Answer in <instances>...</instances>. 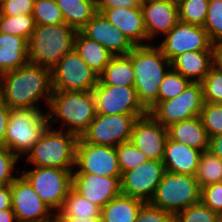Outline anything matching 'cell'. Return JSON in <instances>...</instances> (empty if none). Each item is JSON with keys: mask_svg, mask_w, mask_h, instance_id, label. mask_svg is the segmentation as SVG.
I'll return each mask as SVG.
<instances>
[{"mask_svg": "<svg viewBox=\"0 0 222 222\" xmlns=\"http://www.w3.org/2000/svg\"><path fill=\"white\" fill-rule=\"evenodd\" d=\"M51 69L28 63L0 76V99L10 109H40L43 98L47 108L52 96Z\"/></svg>", "mask_w": 222, "mask_h": 222, "instance_id": "cell-1", "label": "cell"}, {"mask_svg": "<svg viewBox=\"0 0 222 222\" xmlns=\"http://www.w3.org/2000/svg\"><path fill=\"white\" fill-rule=\"evenodd\" d=\"M128 56L132 59L134 88L141 105L149 111L158 103V91L165 74L171 68L168 60L156 45L135 46Z\"/></svg>", "mask_w": 222, "mask_h": 222, "instance_id": "cell-2", "label": "cell"}, {"mask_svg": "<svg viewBox=\"0 0 222 222\" xmlns=\"http://www.w3.org/2000/svg\"><path fill=\"white\" fill-rule=\"evenodd\" d=\"M48 110L49 124L60 121L65 131L81 137L95 118V97L92 91L53 90Z\"/></svg>", "mask_w": 222, "mask_h": 222, "instance_id": "cell-3", "label": "cell"}, {"mask_svg": "<svg viewBox=\"0 0 222 222\" xmlns=\"http://www.w3.org/2000/svg\"><path fill=\"white\" fill-rule=\"evenodd\" d=\"M77 32L66 23L35 25L28 41L29 63L52 69L63 56L74 50Z\"/></svg>", "mask_w": 222, "mask_h": 222, "instance_id": "cell-4", "label": "cell"}, {"mask_svg": "<svg viewBox=\"0 0 222 222\" xmlns=\"http://www.w3.org/2000/svg\"><path fill=\"white\" fill-rule=\"evenodd\" d=\"M52 124L26 154L34 167L75 169L76 145L79 137L73 133L52 128ZM60 128V129H59Z\"/></svg>", "mask_w": 222, "mask_h": 222, "instance_id": "cell-5", "label": "cell"}, {"mask_svg": "<svg viewBox=\"0 0 222 222\" xmlns=\"http://www.w3.org/2000/svg\"><path fill=\"white\" fill-rule=\"evenodd\" d=\"M48 113L38 109H10L5 147L19 159L26 155L50 126Z\"/></svg>", "mask_w": 222, "mask_h": 222, "instance_id": "cell-6", "label": "cell"}, {"mask_svg": "<svg viewBox=\"0 0 222 222\" xmlns=\"http://www.w3.org/2000/svg\"><path fill=\"white\" fill-rule=\"evenodd\" d=\"M201 188L195 176L165 171L149 203L173 216L200 202Z\"/></svg>", "mask_w": 222, "mask_h": 222, "instance_id": "cell-7", "label": "cell"}, {"mask_svg": "<svg viewBox=\"0 0 222 222\" xmlns=\"http://www.w3.org/2000/svg\"><path fill=\"white\" fill-rule=\"evenodd\" d=\"M74 169L51 167H34L22 171V176L29 182L34 191L51 210H59L64 198L72 188Z\"/></svg>", "mask_w": 222, "mask_h": 222, "instance_id": "cell-8", "label": "cell"}, {"mask_svg": "<svg viewBox=\"0 0 222 222\" xmlns=\"http://www.w3.org/2000/svg\"><path fill=\"white\" fill-rule=\"evenodd\" d=\"M204 105L201 82H191L173 99L156 103L148 113L164 127L198 117Z\"/></svg>", "mask_w": 222, "mask_h": 222, "instance_id": "cell-9", "label": "cell"}, {"mask_svg": "<svg viewBox=\"0 0 222 222\" xmlns=\"http://www.w3.org/2000/svg\"><path fill=\"white\" fill-rule=\"evenodd\" d=\"M53 90L93 91L98 75L72 50L51 69Z\"/></svg>", "mask_w": 222, "mask_h": 222, "instance_id": "cell-10", "label": "cell"}, {"mask_svg": "<svg viewBox=\"0 0 222 222\" xmlns=\"http://www.w3.org/2000/svg\"><path fill=\"white\" fill-rule=\"evenodd\" d=\"M145 115H102L97 114L81 138L92 145L113 146L130 141L133 126Z\"/></svg>", "mask_w": 222, "mask_h": 222, "instance_id": "cell-11", "label": "cell"}, {"mask_svg": "<svg viewBox=\"0 0 222 222\" xmlns=\"http://www.w3.org/2000/svg\"><path fill=\"white\" fill-rule=\"evenodd\" d=\"M92 92L95 97L97 114H148V111L141 105L134 86L106 85L98 79L97 85Z\"/></svg>", "mask_w": 222, "mask_h": 222, "instance_id": "cell-12", "label": "cell"}, {"mask_svg": "<svg viewBox=\"0 0 222 222\" xmlns=\"http://www.w3.org/2000/svg\"><path fill=\"white\" fill-rule=\"evenodd\" d=\"M73 173L98 176H122L117 151L113 146L92 145L79 137L76 145V165Z\"/></svg>", "mask_w": 222, "mask_h": 222, "instance_id": "cell-13", "label": "cell"}, {"mask_svg": "<svg viewBox=\"0 0 222 222\" xmlns=\"http://www.w3.org/2000/svg\"><path fill=\"white\" fill-rule=\"evenodd\" d=\"M10 190L11 209L18 222H46L54 219V212L22 175L10 184Z\"/></svg>", "mask_w": 222, "mask_h": 222, "instance_id": "cell-14", "label": "cell"}, {"mask_svg": "<svg viewBox=\"0 0 222 222\" xmlns=\"http://www.w3.org/2000/svg\"><path fill=\"white\" fill-rule=\"evenodd\" d=\"M158 47L171 61L188 51H212V42L204 27L179 21L165 35Z\"/></svg>", "mask_w": 222, "mask_h": 222, "instance_id": "cell-15", "label": "cell"}, {"mask_svg": "<svg viewBox=\"0 0 222 222\" xmlns=\"http://www.w3.org/2000/svg\"><path fill=\"white\" fill-rule=\"evenodd\" d=\"M165 167L162 161L148 160L138 167L123 171L121 194L149 202L162 180Z\"/></svg>", "mask_w": 222, "mask_h": 222, "instance_id": "cell-16", "label": "cell"}, {"mask_svg": "<svg viewBox=\"0 0 222 222\" xmlns=\"http://www.w3.org/2000/svg\"><path fill=\"white\" fill-rule=\"evenodd\" d=\"M168 139V130L149 113L134 123L130 141L149 160L162 161Z\"/></svg>", "mask_w": 222, "mask_h": 222, "instance_id": "cell-17", "label": "cell"}, {"mask_svg": "<svg viewBox=\"0 0 222 222\" xmlns=\"http://www.w3.org/2000/svg\"><path fill=\"white\" fill-rule=\"evenodd\" d=\"M121 176H98L90 173H73L72 188L86 200L101 209L121 194Z\"/></svg>", "mask_w": 222, "mask_h": 222, "instance_id": "cell-18", "label": "cell"}, {"mask_svg": "<svg viewBox=\"0 0 222 222\" xmlns=\"http://www.w3.org/2000/svg\"><path fill=\"white\" fill-rule=\"evenodd\" d=\"M80 32L101 44L114 56L128 55L135 47L127 36L111 24L101 12H96Z\"/></svg>", "mask_w": 222, "mask_h": 222, "instance_id": "cell-19", "label": "cell"}, {"mask_svg": "<svg viewBox=\"0 0 222 222\" xmlns=\"http://www.w3.org/2000/svg\"><path fill=\"white\" fill-rule=\"evenodd\" d=\"M141 8L148 41L166 35L179 22L177 0H142Z\"/></svg>", "mask_w": 222, "mask_h": 222, "instance_id": "cell-20", "label": "cell"}, {"mask_svg": "<svg viewBox=\"0 0 222 222\" xmlns=\"http://www.w3.org/2000/svg\"><path fill=\"white\" fill-rule=\"evenodd\" d=\"M101 13L111 24L123 32L135 46L151 44V41L148 43L141 6L104 9Z\"/></svg>", "mask_w": 222, "mask_h": 222, "instance_id": "cell-21", "label": "cell"}, {"mask_svg": "<svg viewBox=\"0 0 222 222\" xmlns=\"http://www.w3.org/2000/svg\"><path fill=\"white\" fill-rule=\"evenodd\" d=\"M202 151L167 139L162 162L165 171L195 176Z\"/></svg>", "mask_w": 222, "mask_h": 222, "instance_id": "cell-22", "label": "cell"}, {"mask_svg": "<svg viewBox=\"0 0 222 222\" xmlns=\"http://www.w3.org/2000/svg\"><path fill=\"white\" fill-rule=\"evenodd\" d=\"M213 67V51H188L171 60V68L191 82H201Z\"/></svg>", "mask_w": 222, "mask_h": 222, "instance_id": "cell-23", "label": "cell"}, {"mask_svg": "<svg viewBox=\"0 0 222 222\" xmlns=\"http://www.w3.org/2000/svg\"><path fill=\"white\" fill-rule=\"evenodd\" d=\"M168 137L202 152L209 149V136L200 117H193L167 127Z\"/></svg>", "mask_w": 222, "mask_h": 222, "instance_id": "cell-24", "label": "cell"}, {"mask_svg": "<svg viewBox=\"0 0 222 222\" xmlns=\"http://www.w3.org/2000/svg\"><path fill=\"white\" fill-rule=\"evenodd\" d=\"M28 63V42L19 36L0 33V73L16 70Z\"/></svg>", "mask_w": 222, "mask_h": 222, "instance_id": "cell-25", "label": "cell"}, {"mask_svg": "<svg viewBox=\"0 0 222 222\" xmlns=\"http://www.w3.org/2000/svg\"><path fill=\"white\" fill-rule=\"evenodd\" d=\"M74 50L86 62V64L99 76L114 56L98 42L77 32Z\"/></svg>", "mask_w": 222, "mask_h": 222, "instance_id": "cell-26", "label": "cell"}, {"mask_svg": "<svg viewBox=\"0 0 222 222\" xmlns=\"http://www.w3.org/2000/svg\"><path fill=\"white\" fill-rule=\"evenodd\" d=\"M144 203L137 198L120 194L101 209L102 222H135Z\"/></svg>", "mask_w": 222, "mask_h": 222, "instance_id": "cell-27", "label": "cell"}, {"mask_svg": "<svg viewBox=\"0 0 222 222\" xmlns=\"http://www.w3.org/2000/svg\"><path fill=\"white\" fill-rule=\"evenodd\" d=\"M64 17L65 23L80 31L94 16L96 0H55Z\"/></svg>", "mask_w": 222, "mask_h": 222, "instance_id": "cell-28", "label": "cell"}, {"mask_svg": "<svg viewBox=\"0 0 222 222\" xmlns=\"http://www.w3.org/2000/svg\"><path fill=\"white\" fill-rule=\"evenodd\" d=\"M98 79L106 85L134 86L132 59L128 55L113 56Z\"/></svg>", "mask_w": 222, "mask_h": 222, "instance_id": "cell-29", "label": "cell"}, {"mask_svg": "<svg viewBox=\"0 0 222 222\" xmlns=\"http://www.w3.org/2000/svg\"><path fill=\"white\" fill-rule=\"evenodd\" d=\"M54 216H72L77 218L101 217V208L77 193L73 188L64 198L61 208Z\"/></svg>", "mask_w": 222, "mask_h": 222, "instance_id": "cell-30", "label": "cell"}, {"mask_svg": "<svg viewBox=\"0 0 222 222\" xmlns=\"http://www.w3.org/2000/svg\"><path fill=\"white\" fill-rule=\"evenodd\" d=\"M195 178L200 188L222 182V160L209 150L202 152Z\"/></svg>", "mask_w": 222, "mask_h": 222, "instance_id": "cell-31", "label": "cell"}, {"mask_svg": "<svg viewBox=\"0 0 222 222\" xmlns=\"http://www.w3.org/2000/svg\"><path fill=\"white\" fill-rule=\"evenodd\" d=\"M35 21L32 14L19 16H0V33L10 34L29 41L35 29Z\"/></svg>", "mask_w": 222, "mask_h": 222, "instance_id": "cell-32", "label": "cell"}, {"mask_svg": "<svg viewBox=\"0 0 222 222\" xmlns=\"http://www.w3.org/2000/svg\"><path fill=\"white\" fill-rule=\"evenodd\" d=\"M177 5L179 21L203 27L209 0H177Z\"/></svg>", "mask_w": 222, "mask_h": 222, "instance_id": "cell-33", "label": "cell"}, {"mask_svg": "<svg viewBox=\"0 0 222 222\" xmlns=\"http://www.w3.org/2000/svg\"><path fill=\"white\" fill-rule=\"evenodd\" d=\"M32 16L36 25H56L65 23L55 0H35Z\"/></svg>", "mask_w": 222, "mask_h": 222, "instance_id": "cell-34", "label": "cell"}, {"mask_svg": "<svg viewBox=\"0 0 222 222\" xmlns=\"http://www.w3.org/2000/svg\"><path fill=\"white\" fill-rule=\"evenodd\" d=\"M191 81L172 68L165 74L158 91V103L170 100L181 94Z\"/></svg>", "mask_w": 222, "mask_h": 222, "instance_id": "cell-35", "label": "cell"}, {"mask_svg": "<svg viewBox=\"0 0 222 222\" xmlns=\"http://www.w3.org/2000/svg\"><path fill=\"white\" fill-rule=\"evenodd\" d=\"M173 222H222V217L200 201L176 213Z\"/></svg>", "mask_w": 222, "mask_h": 222, "instance_id": "cell-36", "label": "cell"}, {"mask_svg": "<svg viewBox=\"0 0 222 222\" xmlns=\"http://www.w3.org/2000/svg\"><path fill=\"white\" fill-rule=\"evenodd\" d=\"M115 148L121 172L132 170L149 160L140 149L132 144L131 141L123 142Z\"/></svg>", "mask_w": 222, "mask_h": 222, "instance_id": "cell-37", "label": "cell"}, {"mask_svg": "<svg viewBox=\"0 0 222 222\" xmlns=\"http://www.w3.org/2000/svg\"><path fill=\"white\" fill-rule=\"evenodd\" d=\"M199 117L209 138L222 134V104L204 102Z\"/></svg>", "mask_w": 222, "mask_h": 222, "instance_id": "cell-38", "label": "cell"}, {"mask_svg": "<svg viewBox=\"0 0 222 222\" xmlns=\"http://www.w3.org/2000/svg\"><path fill=\"white\" fill-rule=\"evenodd\" d=\"M203 27L207 31L212 44L222 41V0H209Z\"/></svg>", "mask_w": 222, "mask_h": 222, "instance_id": "cell-39", "label": "cell"}, {"mask_svg": "<svg viewBox=\"0 0 222 222\" xmlns=\"http://www.w3.org/2000/svg\"><path fill=\"white\" fill-rule=\"evenodd\" d=\"M201 84L204 102L222 104V71L213 66Z\"/></svg>", "mask_w": 222, "mask_h": 222, "instance_id": "cell-40", "label": "cell"}, {"mask_svg": "<svg viewBox=\"0 0 222 222\" xmlns=\"http://www.w3.org/2000/svg\"><path fill=\"white\" fill-rule=\"evenodd\" d=\"M19 158L5 146H0V186L10 185L18 175H13Z\"/></svg>", "mask_w": 222, "mask_h": 222, "instance_id": "cell-41", "label": "cell"}, {"mask_svg": "<svg viewBox=\"0 0 222 222\" xmlns=\"http://www.w3.org/2000/svg\"><path fill=\"white\" fill-rule=\"evenodd\" d=\"M200 201L222 217V182L202 187Z\"/></svg>", "mask_w": 222, "mask_h": 222, "instance_id": "cell-42", "label": "cell"}, {"mask_svg": "<svg viewBox=\"0 0 222 222\" xmlns=\"http://www.w3.org/2000/svg\"><path fill=\"white\" fill-rule=\"evenodd\" d=\"M135 222H173V215L146 202L140 208Z\"/></svg>", "mask_w": 222, "mask_h": 222, "instance_id": "cell-43", "label": "cell"}, {"mask_svg": "<svg viewBox=\"0 0 222 222\" xmlns=\"http://www.w3.org/2000/svg\"><path fill=\"white\" fill-rule=\"evenodd\" d=\"M35 0H9L0 6L1 15L19 16L33 13Z\"/></svg>", "mask_w": 222, "mask_h": 222, "instance_id": "cell-44", "label": "cell"}, {"mask_svg": "<svg viewBox=\"0 0 222 222\" xmlns=\"http://www.w3.org/2000/svg\"><path fill=\"white\" fill-rule=\"evenodd\" d=\"M142 0H96V10L101 12L110 8H132L140 7Z\"/></svg>", "mask_w": 222, "mask_h": 222, "instance_id": "cell-45", "label": "cell"}, {"mask_svg": "<svg viewBox=\"0 0 222 222\" xmlns=\"http://www.w3.org/2000/svg\"><path fill=\"white\" fill-rule=\"evenodd\" d=\"M10 108L0 99V146H5V133L9 120Z\"/></svg>", "mask_w": 222, "mask_h": 222, "instance_id": "cell-46", "label": "cell"}, {"mask_svg": "<svg viewBox=\"0 0 222 222\" xmlns=\"http://www.w3.org/2000/svg\"><path fill=\"white\" fill-rule=\"evenodd\" d=\"M11 209L10 185L0 186V211Z\"/></svg>", "mask_w": 222, "mask_h": 222, "instance_id": "cell-47", "label": "cell"}, {"mask_svg": "<svg viewBox=\"0 0 222 222\" xmlns=\"http://www.w3.org/2000/svg\"><path fill=\"white\" fill-rule=\"evenodd\" d=\"M208 150L222 160V134L210 138Z\"/></svg>", "mask_w": 222, "mask_h": 222, "instance_id": "cell-48", "label": "cell"}, {"mask_svg": "<svg viewBox=\"0 0 222 222\" xmlns=\"http://www.w3.org/2000/svg\"><path fill=\"white\" fill-rule=\"evenodd\" d=\"M213 66L222 71V41L212 44Z\"/></svg>", "mask_w": 222, "mask_h": 222, "instance_id": "cell-49", "label": "cell"}, {"mask_svg": "<svg viewBox=\"0 0 222 222\" xmlns=\"http://www.w3.org/2000/svg\"><path fill=\"white\" fill-rule=\"evenodd\" d=\"M56 222H102L101 217L77 218L72 216H54Z\"/></svg>", "mask_w": 222, "mask_h": 222, "instance_id": "cell-50", "label": "cell"}, {"mask_svg": "<svg viewBox=\"0 0 222 222\" xmlns=\"http://www.w3.org/2000/svg\"><path fill=\"white\" fill-rule=\"evenodd\" d=\"M0 222H18L12 209L0 211Z\"/></svg>", "mask_w": 222, "mask_h": 222, "instance_id": "cell-51", "label": "cell"}, {"mask_svg": "<svg viewBox=\"0 0 222 222\" xmlns=\"http://www.w3.org/2000/svg\"><path fill=\"white\" fill-rule=\"evenodd\" d=\"M9 0H0V6Z\"/></svg>", "mask_w": 222, "mask_h": 222, "instance_id": "cell-52", "label": "cell"}, {"mask_svg": "<svg viewBox=\"0 0 222 222\" xmlns=\"http://www.w3.org/2000/svg\"><path fill=\"white\" fill-rule=\"evenodd\" d=\"M46 222H56V221H55V219H52V220H49V221H46Z\"/></svg>", "mask_w": 222, "mask_h": 222, "instance_id": "cell-53", "label": "cell"}]
</instances>
